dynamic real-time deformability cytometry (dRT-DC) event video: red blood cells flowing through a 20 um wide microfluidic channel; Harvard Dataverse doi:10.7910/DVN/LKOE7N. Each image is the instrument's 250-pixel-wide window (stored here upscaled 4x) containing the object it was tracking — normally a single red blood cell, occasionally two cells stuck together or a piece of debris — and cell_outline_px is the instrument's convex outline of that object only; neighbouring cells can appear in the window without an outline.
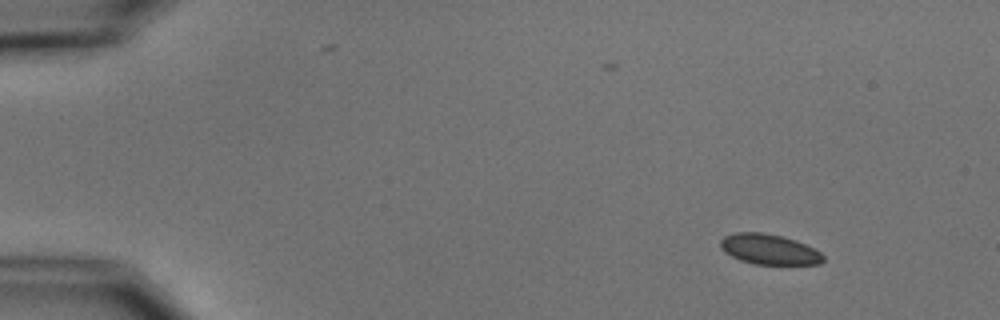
{"species": "common noctule bat (a hibernating species)", "species_latin": "Nyctalus noctula", "temperature_condition": "cold", "stored_images_in_passage": 5, "segment_of_instrument_passage": [1, 2], "camera_frame_rate_fps": 3000, "um_per_image_px": 0.085, "animal": {"sex": "male", "body_mass_g": 15.6}, "frame": {"image": 1, "passage_image": 1, "time_ms": 0.0, "image_size_px": [1000, 320], "cell_outline_px": [[824, 260], [820, 264], [752, 264], [740, 260], [724, 252], [720, 248], [720, 240], [724, 236], [736, 232], [760, 232], [780, 236], [796, 240], [820, 252], [824, 256]], "centroid_in_image_um": [65.34, 21.19], "position_along_channel_um": 19.7, "area_um2": 18.09}}
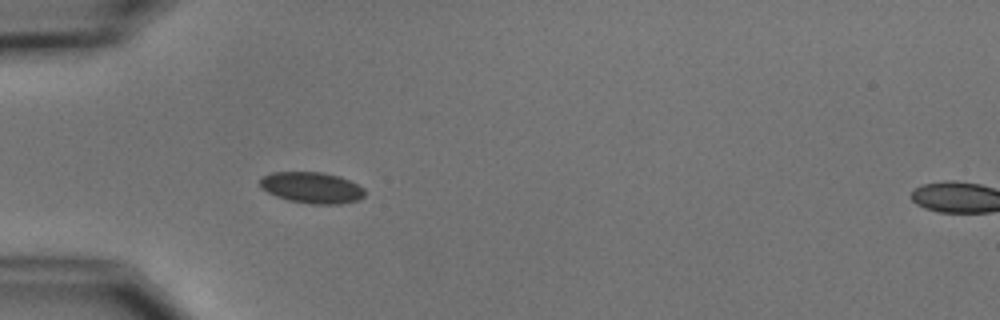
{"frame": {"image": 2, "passage_image": 4, "time_ms": 3.667, "image_size_px": [1000, 320], "cell_outline_px": [[364, 196], [356, 200], [340, 204], [312, 204], [288, 200], [276, 196], [260, 188], [260, 176], [272, 172], [324, 172], [340, 176], [364, 188]], "centroid_in_image_um": [26.46, 15.94], "position_along_channel_um": 58.5, "area_um2": 19.07}}